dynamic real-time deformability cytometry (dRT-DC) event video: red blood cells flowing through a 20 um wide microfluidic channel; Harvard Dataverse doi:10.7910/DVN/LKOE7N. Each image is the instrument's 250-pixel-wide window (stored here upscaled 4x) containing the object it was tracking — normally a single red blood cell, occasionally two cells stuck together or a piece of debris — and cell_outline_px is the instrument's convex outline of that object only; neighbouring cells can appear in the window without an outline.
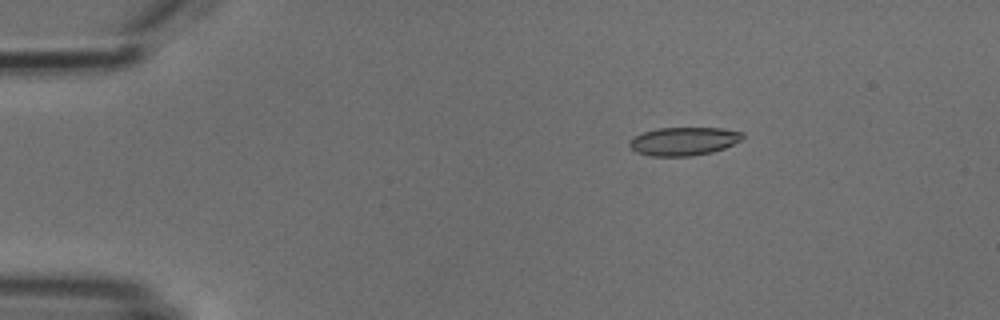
{"species": "common noctule bat (a hibernating species)", "species_latin": "Nyctalus noctula", "temperature_condition": "cold", "stored_images_in_passage": 4, "camera_frame_rate_fps": 3000, "um_per_image_px": 0.085, "animal": {"sex": "male", "body_mass_g": 18.8}, "frame": {"image": 1, "passage_image": 2, "time_ms": 1.0, "image_size_px": [1000, 320], "cell_outline_px": [[744, 136], [740, 140], [724, 148], [712, 152], [692, 156], [652, 156], [636, 152], [628, 144], [632, 136], [640, 132], [656, 128], [724, 128], [744, 132]], "centroid_in_image_um": [58.09, 11.99], "position_along_channel_um": 26.9, "area_um2": 18.84}}